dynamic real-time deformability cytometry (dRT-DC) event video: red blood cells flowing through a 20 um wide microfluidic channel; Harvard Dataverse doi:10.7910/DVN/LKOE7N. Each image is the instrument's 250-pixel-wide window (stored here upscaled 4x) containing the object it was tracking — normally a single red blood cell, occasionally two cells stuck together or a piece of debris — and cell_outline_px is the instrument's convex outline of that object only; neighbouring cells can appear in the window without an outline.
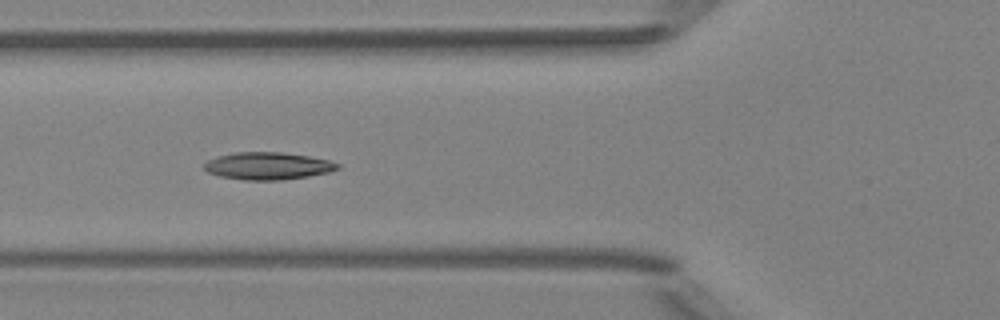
{"species": "Egyptian fruit bat (a non-hibernating species)", "species_latin": "Rousettus aegyptiacus", "temperature_condition": "room temperature", "stored_images_in_passage": 9, "camera_frame_rate_fps": 3000, "um_per_image_px": 0.085, "animal": {"sex": "female"}, "frame": {"image": 1, "passage_image": 6, "time_ms": 1.667, "image_size_px": [1000, 320], "cell_outline_px": [[340, 168], [328, 172], [308, 176], [280, 180], [244, 180], [220, 176], [208, 172], [204, 168], [204, 164], [208, 160], [216, 156], [232, 152], [280, 152], [308, 156], [328, 160], [340, 164]], "centroid_in_image_um": [22.74, 14.1], "position_along_channel_um": 103.1, "area_um2": 21.21}}
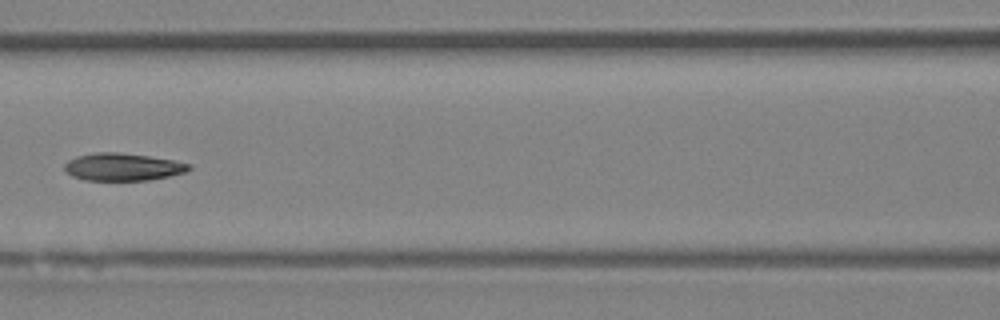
{"frame": {"image": 2, "passage_image": 7, "time_ms": 2.0, "image_size_px": [1000, 320], "cell_outline_px": [[192, 168], [188, 172], [148, 180], [84, 180], [72, 176], [64, 168], [64, 164], [68, 160], [76, 156], [96, 152], [116, 152], [148, 156], [172, 160], [192, 164]], "centroid_in_image_um": [10.44, 14.19], "position_along_channel_um": 156.2, "area_um2": 19.94}}
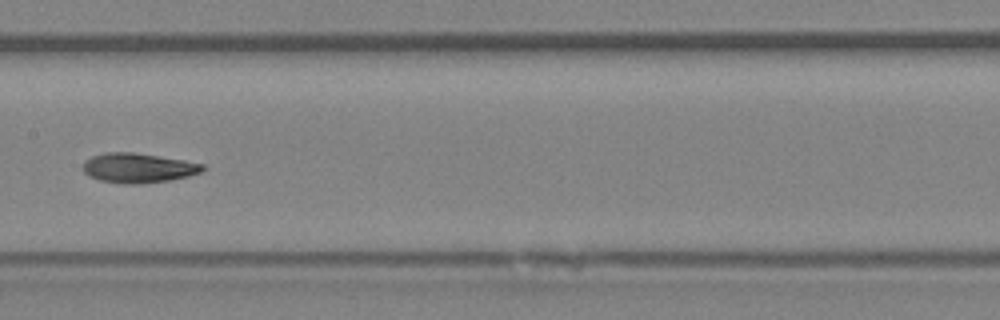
{"frame": {"image": 3, "passage_image": 8, "time_ms": 2.333, "image_size_px": [1000, 320], "cell_outline_px": [[208, 168], [200, 172], [188, 176], [168, 180], [140, 184], [124, 184], [100, 180], [88, 176], [84, 172], [84, 164], [92, 156], [104, 152], [132, 152], [184, 160], [204, 164]], "centroid_in_image_um": [11.77, 14.27], "position_along_channel_um": 195.6, "area_um2": 20.58}}